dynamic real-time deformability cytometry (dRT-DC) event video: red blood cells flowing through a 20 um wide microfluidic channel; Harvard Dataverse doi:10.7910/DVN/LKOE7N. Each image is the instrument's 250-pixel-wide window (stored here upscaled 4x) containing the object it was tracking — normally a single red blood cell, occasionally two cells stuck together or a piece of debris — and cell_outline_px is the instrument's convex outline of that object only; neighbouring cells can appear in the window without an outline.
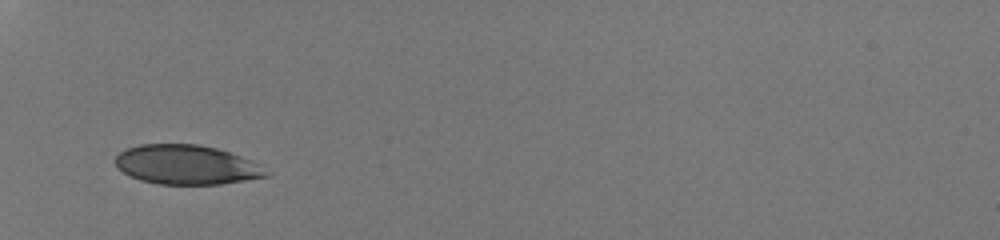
{"species": "human", "species_latin": "Homo sapiens", "temperature_condition": "room temperature", "stored_images_in_passage": 30, "camera_frame_rate_fps": 3000, "um_per_image_px": 0.085, "donor": {"sex": "male"}, "frame": {"image": 1, "passage_image": 1, "time_ms": 0.0, "image_size_px": [1000, 240], "cell_outline_px": [[272, 172], [268, 176], [220, 184], [160, 184], [140, 180], [124, 172], [116, 164], [116, 156], [120, 152], [128, 148], [140, 144], [196, 144], [216, 148], [264, 164]], "centroid_in_image_um": [15.94, 14.0], "position_along_channel_um": 69.1, "area_um2": 34.62}}
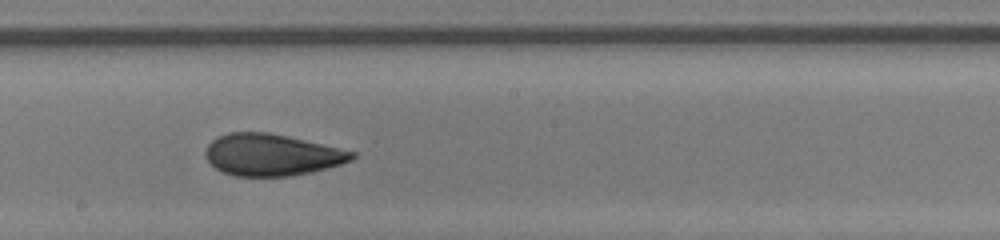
{"frame": {"image": 2, "passage_image": 13, "time_ms": 4.0, "image_size_px": [1000, 240], "cell_outline_px": [[356, 156], [352, 160], [340, 164], [312, 172], [288, 176], [236, 176], [220, 172], [208, 160], [204, 152], [208, 144], [216, 136], [228, 132], [268, 132], [304, 140], [356, 152]], "centroid_in_image_um": [23.06, 13.16], "position_along_channel_um": 225.1, "area_um2": 35.55}}
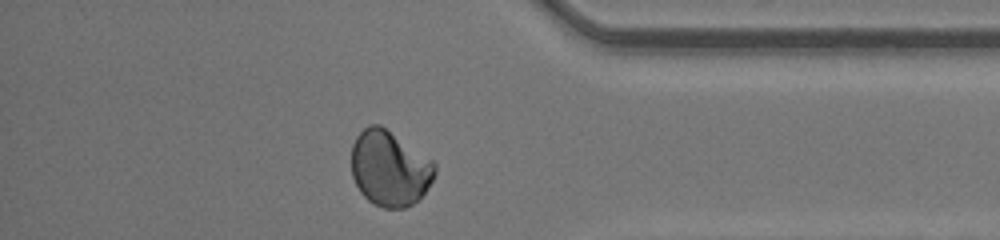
{"frame": {"image": 3, "passage_image": 26, "time_ms": 8.333, "image_size_px": [1000, 240], "cell_outline_px": [[436, 172], [432, 180], [424, 192], [412, 204], [404, 208], [384, 208], [372, 204], [360, 192], [352, 176], [352, 144], [356, 136], [368, 124], [380, 124], [432, 160], [436, 164]], "centroid_in_image_um": [33.09, 14.31], "position_along_channel_um": 402.1, "area_um2": 36.53}, "authors_computed_cell_mechanics": {"area_um2": 35.8649, "velocity_mm_per_s": 4.2842, "shape_relaxation_time_tau1_ms": 8.4003, "shape_relaxation_time_tau2_ms": 0.6646, "deformation_change_tau1": 0.1814, "deformation_change_tau2": 0.0336}}